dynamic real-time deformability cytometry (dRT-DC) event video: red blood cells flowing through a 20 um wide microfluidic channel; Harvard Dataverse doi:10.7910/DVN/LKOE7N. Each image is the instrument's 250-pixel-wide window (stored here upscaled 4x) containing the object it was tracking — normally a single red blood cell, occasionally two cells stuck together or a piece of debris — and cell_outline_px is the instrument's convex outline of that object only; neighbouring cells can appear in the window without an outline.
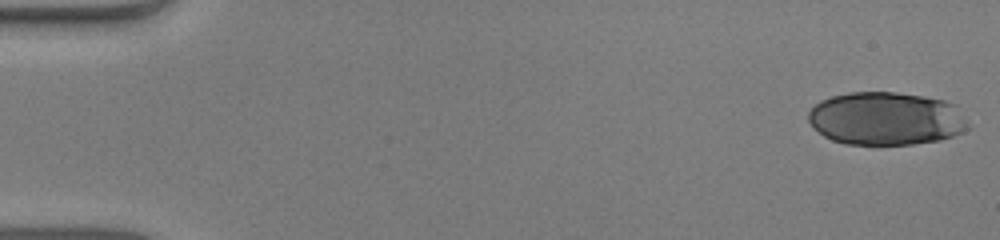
{"species": "human", "species_latin": "Homo sapiens", "temperature_condition": "warm", "stored_images_in_passage": 51, "camera_frame_rate_fps": 3000, "um_per_image_px": 0.085, "donor": {"sex": "male"}, "frame": {"image": 1, "passage_image": 1, "time_ms": 0.0, "image_size_px": [1000, 240], "cell_outline_px": [[968, 128], [952, 136], [940, 140], [912, 144], [844, 144], [832, 140], [824, 136], [812, 128], [808, 120], [808, 112], [820, 100], [832, 96], [848, 92], [896, 92], [924, 96], [944, 100], [956, 104], [968, 124]], "centroid_in_image_um": [75.29, 10.07], "position_along_channel_um": 9.7, "area_um2": 49.65}}
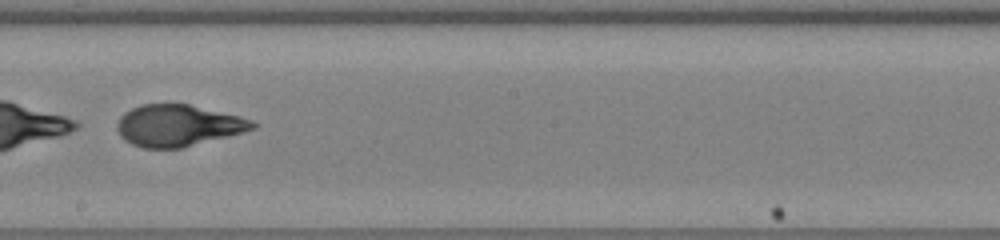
{"frame": {"image": 2, "passage_image": 30, "time_ms": 9.667, "image_size_px": [1000, 240], "cell_outline_px": [[256, 128], [244, 132], [180, 148], [144, 148], [132, 144], [124, 140], [120, 136], [116, 128], [116, 124], [120, 116], [124, 112], [140, 104], [188, 104], [240, 116], [252, 120], [256, 124]], "centroid_in_image_um": [15.1, 10.66], "position_along_channel_um": 233.1, "area_um2": 32.77}}
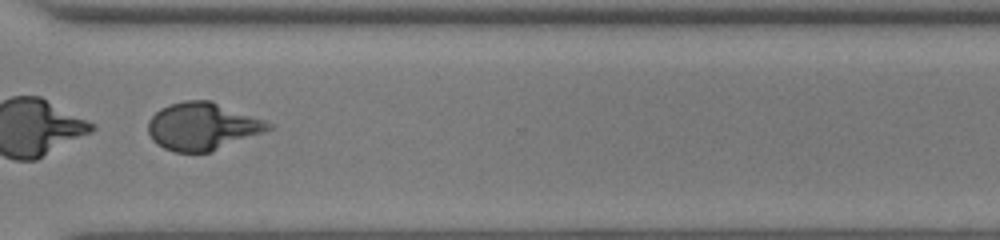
{"frame": {"image": 3, "passage_image": 39, "time_ms": 12.667, "image_size_px": [1000, 240], "cell_outline_px": [[272, 128], [264, 132], [208, 152], [172, 152], [156, 144], [152, 140], [148, 132], [148, 120], [160, 108], [168, 104], [184, 100], [212, 100], [264, 120], [272, 124]], "centroid_in_image_um": [17.16, 10.72], "position_along_channel_um": 353.4, "area_um2": 33.23}}